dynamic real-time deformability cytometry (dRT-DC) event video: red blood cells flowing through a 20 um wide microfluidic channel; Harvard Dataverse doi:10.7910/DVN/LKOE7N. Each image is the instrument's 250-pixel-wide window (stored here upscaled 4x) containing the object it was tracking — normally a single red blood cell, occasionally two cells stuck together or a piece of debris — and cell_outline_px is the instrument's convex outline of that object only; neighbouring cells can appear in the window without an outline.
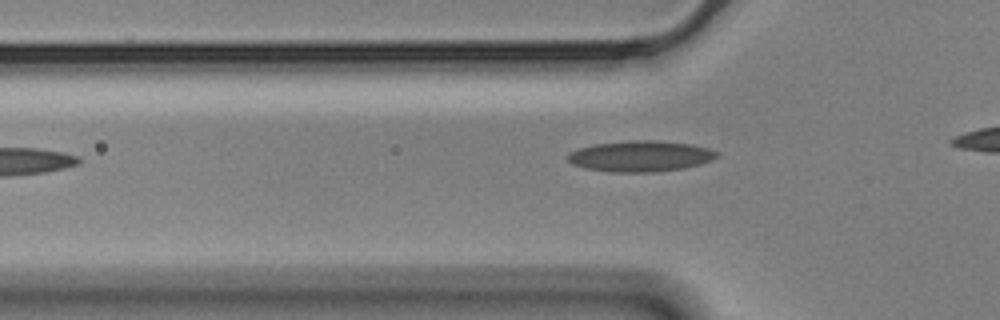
{"species": "Egyptian fruit bat (a non-hibernating species)", "species_latin": "Rousettus aegyptiacus", "temperature_condition": "cold", "stored_images_in_passage": 31, "camera_frame_rate_fps": 3000, "um_per_image_px": 0.085, "animal": {"sex": "male"}, "frame": {"image": 1, "passage_image": 3, "time_ms": 0.667, "image_size_px": [1000, 320], "cell_outline_px": [[716, 156], [712, 160], [700, 164], [684, 168], [652, 172], [612, 172], [584, 168], [572, 164], [568, 160], [568, 152], [580, 148], [596, 144], [632, 140], [656, 140], [692, 144], [708, 148], [716, 152]], "centroid_in_image_um": [54.42, 13.27], "position_along_channel_um": 71.4, "area_um2": 26.7}}
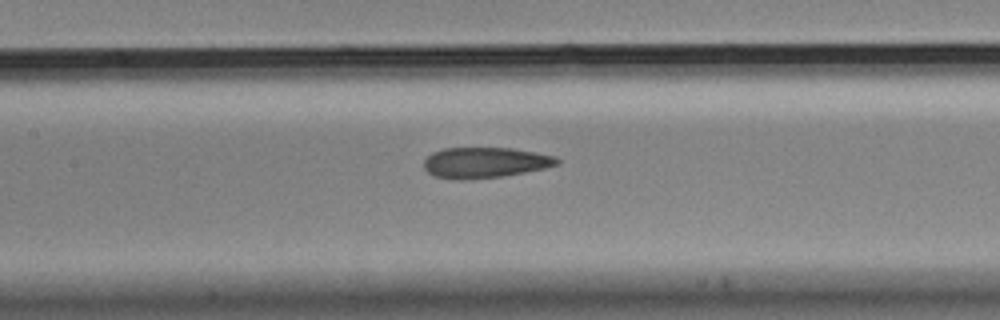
{"frame": {"image": 2, "passage_image": 11, "time_ms": 3.333, "image_size_px": [1000, 320], "cell_outline_px": [[560, 164], [544, 168], [504, 176], [468, 180], [460, 180], [436, 176], [428, 172], [424, 168], [424, 160], [432, 152], [444, 148], [512, 148], [556, 156], [560, 160]], "centroid_in_image_um": [41.23, 13.82], "position_along_channel_um": 166.2, "area_um2": 23.81}}
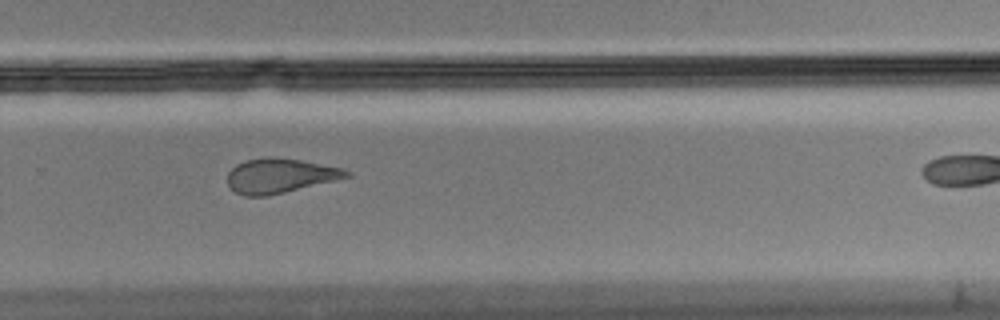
{"frame": {"image": 3, "passage_image": 23, "time_ms": 7.333, "image_size_px": [1000, 320], "cell_outline_px": [[352, 176], [284, 192], [264, 196], [244, 196], [236, 192], [228, 184], [228, 172], [236, 164], [244, 160], [268, 156], [276, 156], [300, 160], [344, 168], [352, 172]], "centroid_in_image_um": [23.8, 14.91], "position_along_channel_um": 306.0, "area_um2": 23.99}}